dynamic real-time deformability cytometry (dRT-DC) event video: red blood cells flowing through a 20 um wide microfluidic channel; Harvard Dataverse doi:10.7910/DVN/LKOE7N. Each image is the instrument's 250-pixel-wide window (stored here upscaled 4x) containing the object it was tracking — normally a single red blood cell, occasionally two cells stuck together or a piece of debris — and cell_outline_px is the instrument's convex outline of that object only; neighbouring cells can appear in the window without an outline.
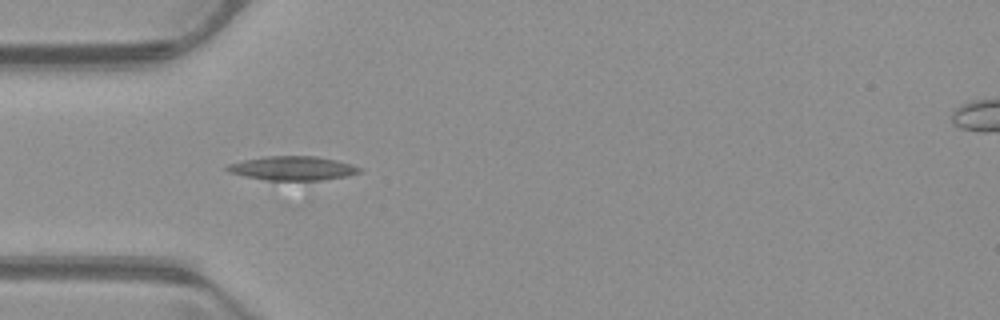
{"species": "common noctule bat (a hibernating species)", "species_latin": "Nyctalus noctula", "temperature_condition": "warm", "stored_images_in_passage": 23, "camera_frame_rate_fps": 3000, "um_per_image_px": 0.085, "animal": {"sex": "male", "body_mass_g": 23.1, "forearm_length_mm": 52.7}, "frame": {"image": 1, "passage_image": 12, "time_ms": 3.667, "image_size_px": [1000, 320], "cell_outline_px": [[364, 168], [360, 172], [348, 176], [320, 180], [268, 180], [244, 176], [228, 172], [224, 168], [228, 164], [244, 160], [264, 156], [316, 156], [336, 160], [352, 164]], "centroid_in_image_um": [24.89, 14.3], "position_along_channel_um": 60.1, "area_um2": 18.61}}